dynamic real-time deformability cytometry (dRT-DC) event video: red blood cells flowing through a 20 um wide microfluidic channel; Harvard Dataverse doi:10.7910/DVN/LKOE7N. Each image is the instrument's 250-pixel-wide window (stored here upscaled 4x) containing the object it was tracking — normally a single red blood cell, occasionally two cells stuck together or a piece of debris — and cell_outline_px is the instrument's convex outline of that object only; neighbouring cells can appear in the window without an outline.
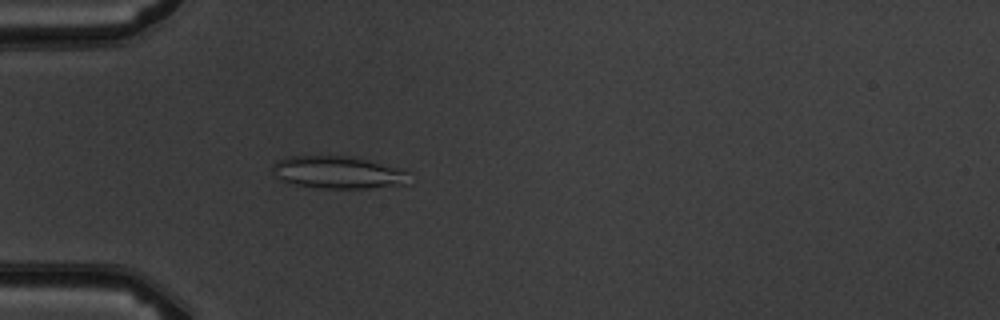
{"species": "common noctule bat (a hibernating species)", "species_latin": "Nyctalus noctula", "temperature_condition": "warm", "stored_images_in_passage": 5, "camera_frame_rate_fps": 3000, "um_per_image_px": 0.085, "animal": {"sex": "male", "body_mass_g": 19.5, "forearm_length_mm": 54.6}, "frame": {"image": 1, "passage_image": 5, "time_ms": 4.667, "image_size_px": [1000, 320], "cell_outline_px": [[408, 184], [368, 188], [324, 188], [296, 184], [280, 180], [272, 172], [272, 164], [276, 160], [288, 156], [352, 156], [368, 160], [396, 168], [408, 172]], "centroid_in_image_um": [28.68, 14.65], "position_along_channel_um": 56.3, "area_um2": 25.66}}